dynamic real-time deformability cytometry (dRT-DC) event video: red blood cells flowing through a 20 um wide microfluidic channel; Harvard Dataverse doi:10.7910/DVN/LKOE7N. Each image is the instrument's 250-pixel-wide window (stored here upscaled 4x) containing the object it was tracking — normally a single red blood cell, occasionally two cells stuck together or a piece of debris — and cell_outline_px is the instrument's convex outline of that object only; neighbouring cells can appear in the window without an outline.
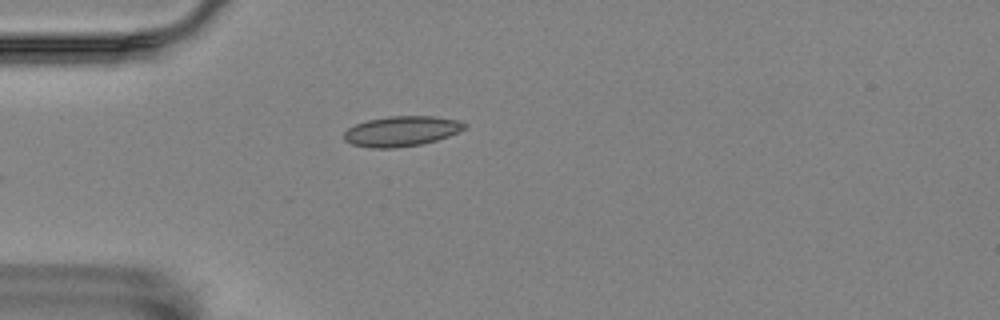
{"species": "Egyptian fruit bat (a non-hibernating species)", "species_latin": "Rousettus aegyptiacus", "temperature_condition": "room temperature", "stored_images_in_passage": 1, "camera_frame_rate_fps": 3000, "um_per_image_px": 0.085, "animal": {"sex": "female"}, "frame": {"image": 1, "passage_image": 1, "time_ms": 0.0, "image_size_px": [1000, 320], "cell_outline_px": [[468, 124], [464, 128], [448, 136], [436, 140], [420, 144], [396, 148], [372, 148], [352, 144], [344, 140], [344, 132], [348, 128], [356, 124], [368, 120], [388, 116], [436, 116], [460, 120]], "centroid_in_image_um": [34.13, 11.14], "position_along_channel_um": 50.9, "area_um2": 21.15}}